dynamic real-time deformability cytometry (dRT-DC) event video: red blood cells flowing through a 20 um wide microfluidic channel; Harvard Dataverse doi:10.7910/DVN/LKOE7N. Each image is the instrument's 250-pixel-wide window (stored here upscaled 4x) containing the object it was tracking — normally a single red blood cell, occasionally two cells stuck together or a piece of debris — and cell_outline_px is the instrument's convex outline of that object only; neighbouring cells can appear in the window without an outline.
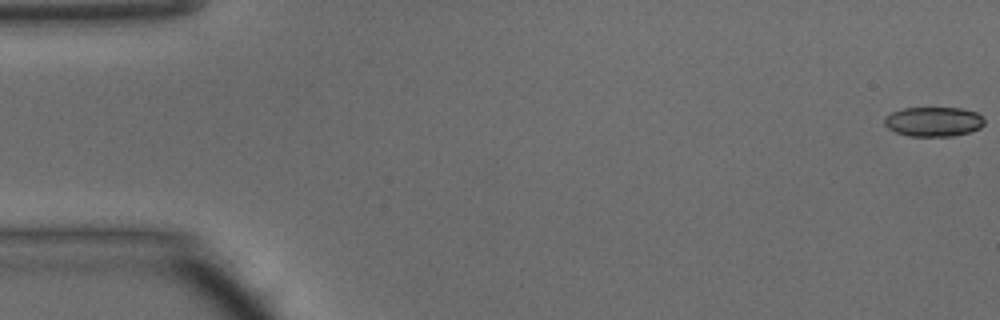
{"species": "common noctule bat (a hibernating species)", "species_latin": "Nyctalus noctula", "temperature_condition": "warm", "stored_images_in_passage": 45, "camera_frame_rate_fps": 3000, "um_per_image_px": 0.085, "animal": {"sex": "male", "body_mass_g": 15.6}, "frame": {"image": 1, "passage_image": 1, "time_ms": 0.0, "image_size_px": [1000, 320], "cell_outline_px": [[984, 124], [980, 128], [968, 132], [952, 136], [908, 136], [896, 132], [888, 128], [884, 124], [884, 116], [900, 108], [960, 108], [976, 112], [984, 116]], "centroid_in_image_um": [79.34, 10.33], "position_along_channel_um": 5.7, "area_um2": 17.34}}
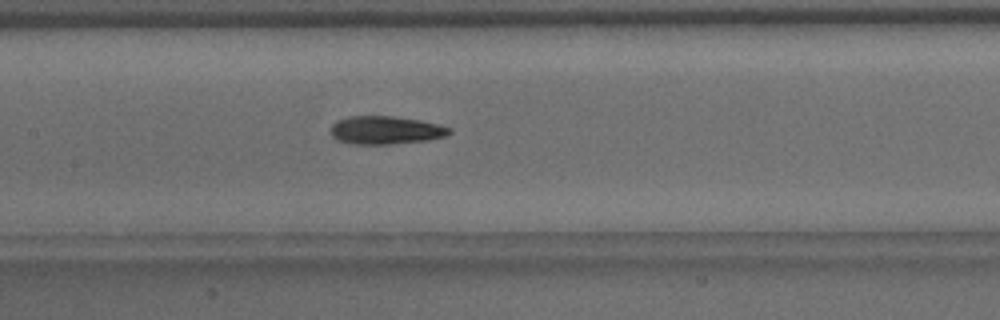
{"frame": {"image": 2, "passage_image": 23, "time_ms": 7.333, "image_size_px": [1000, 320], "cell_outline_px": [[452, 132], [444, 136], [428, 140], [388, 144], [356, 144], [336, 140], [332, 136], [332, 124], [336, 120], [348, 116], [392, 116], [420, 120], [452, 128]], "centroid_in_image_um": [32.76, 11.06], "position_along_channel_um": 174.6, "area_um2": 19.36}}
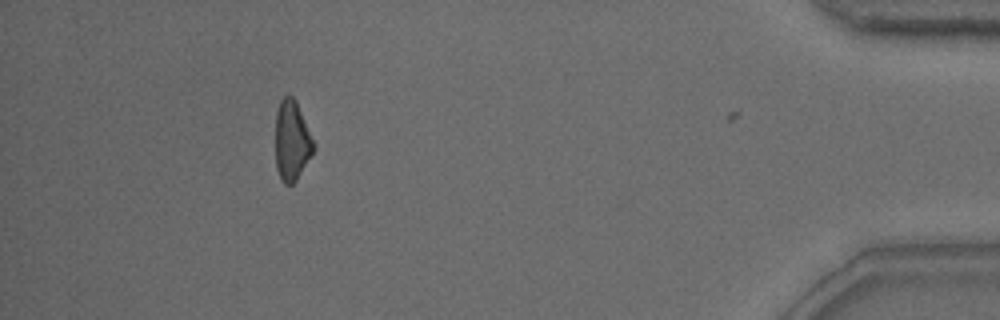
{"frame": {"image": 3, "passage_image": 44, "time_ms": 14.333, "image_size_px": [1000, 320], "cell_outline_px": [[316, 148], [296, 180], [292, 184], [284, 184], [280, 180], [276, 168], [276, 112], [280, 100], [284, 96], [292, 96], [296, 100]], "centroid_in_image_um": [24.79, 11.97], "position_along_channel_um": 410.4, "area_um2": 17.69}, "authors_computed_cell_mechanics": {"area_um2": 18.8428, "velocity_mm_per_s": 4.2348, "shape_relaxation_time_tau1_ms": 6.6558, "shape_relaxation_time_tau2_ms": 4.1938, "deformation_change_tau1": 0.2141, "deformation_change_tau2": 0.1422}}